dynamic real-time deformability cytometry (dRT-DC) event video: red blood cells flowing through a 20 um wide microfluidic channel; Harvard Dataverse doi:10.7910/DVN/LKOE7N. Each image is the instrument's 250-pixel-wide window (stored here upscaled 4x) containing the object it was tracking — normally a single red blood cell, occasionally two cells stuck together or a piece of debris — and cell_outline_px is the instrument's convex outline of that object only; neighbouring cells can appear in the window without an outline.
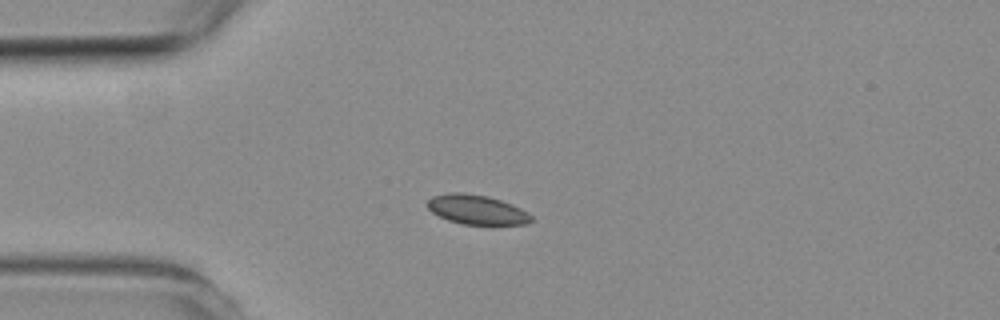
{"species": "common noctule bat (a hibernating species)", "species_latin": "Nyctalus noctula", "temperature_condition": "room temperature", "stored_images_in_passage": 5, "camera_frame_rate_fps": 3000, "um_per_image_px": 0.085, "animal": {"sex": "female", "body_mass_g": 19.3, "forearm_length_mm": 54.1}, "frame": {"image": 1, "passage_image": 1, "time_ms": 0.0, "image_size_px": [1000, 320], "cell_outline_px": [[536, 220], [528, 224], [464, 224], [448, 220], [432, 212], [424, 204], [432, 196], [452, 192], [464, 192], [488, 196], [512, 204], [528, 212]], "centroid_in_image_um": [40.54, 17.81], "position_along_channel_um": 44.5, "area_um2": 17.98}}
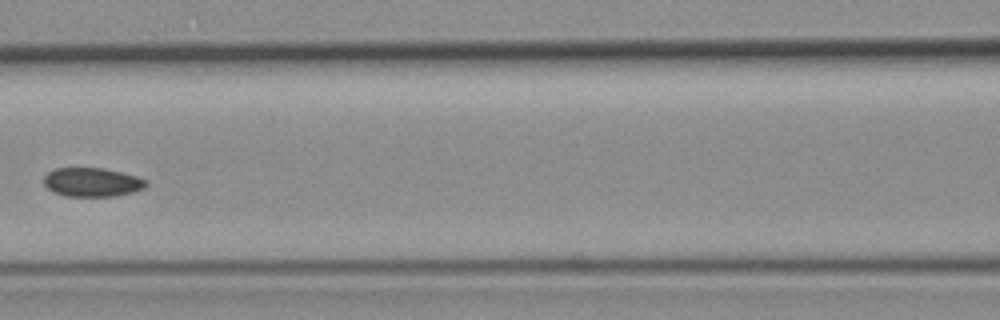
{"frame": {"image": 2, "passage_image": 4, "time_ms": 3.333, "image_size_px": [1000, 320], "cell_outline_px": [[148, 184], [144, 188], [132, 192], [116, 196], [64, 196], [52, 192], [44, 184], [44, 176], [48, 172], [56, 168], [104, 168], [136, 176], [148, 180]], "centroid_in_image_um": [7.83, 15.49], "position_along_channel_um": 158.8, "area_um2": 17.28}}
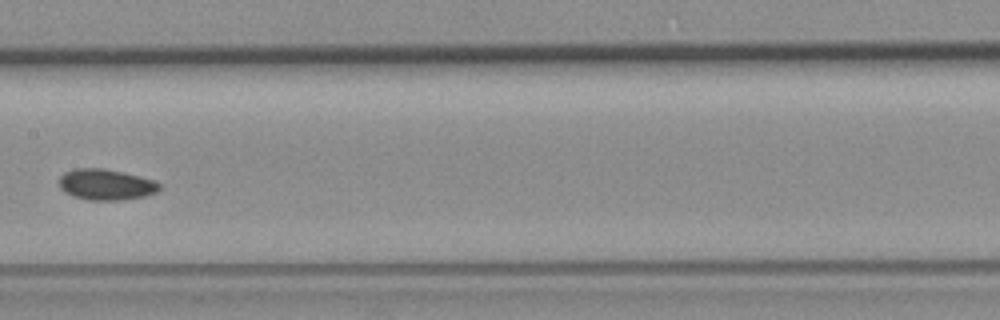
{"frame": {"image": 3, "passage_image": 5, "time_ms": 4.333, "image_size_px": [1000, 320], "cell_outline_px": [[160, 188], [156, 192], [144, 196], [124, 200], [88, 200], [72, 196], [60, 188], [60, 176], [64, 172], [76, 168], [104, 168], [124, 172], [152, 180], [160, 184]], "centroid_in_image_um": [8.99, 15.69], "position_along_channel_um": 198.4, "area_um2": 18.03}}